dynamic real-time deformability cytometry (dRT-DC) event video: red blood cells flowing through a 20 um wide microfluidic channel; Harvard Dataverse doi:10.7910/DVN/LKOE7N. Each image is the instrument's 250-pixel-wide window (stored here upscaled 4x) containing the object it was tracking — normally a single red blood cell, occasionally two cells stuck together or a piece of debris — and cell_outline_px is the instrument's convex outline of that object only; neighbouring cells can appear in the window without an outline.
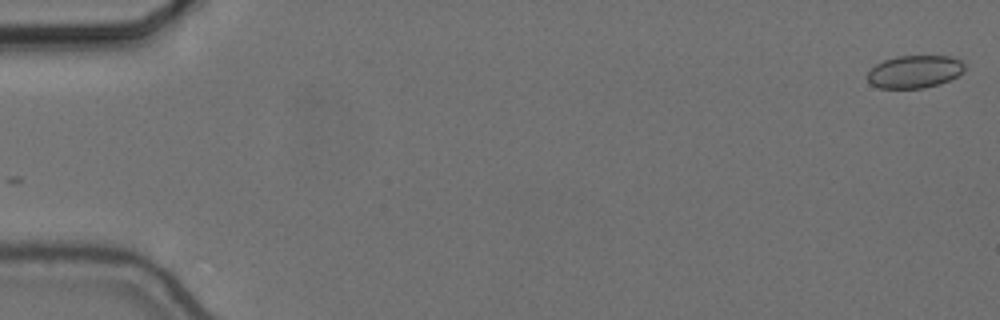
{"species": "common noctule bat (a hibernating species)", "species_latin": "Nyctalus noctula", "temperature_condition": "cold", "stored_images_in_passage": 28, "camera_frame_rate_fps": 3000, "um_per_image_px": 0.085, "animal": {"sex": "female", "body_mass_g": 24.6, "forearm_length_mm": 56.2}, "frame": {"image": 1, "passage_image": 1, "time_ms": 0.0, "image_size_px": [1000, 320], "cell_outline_px": [[964, 72], [948, 80], [924, 88], [880, 88], [872, 84], [868, 80], [868, 72], [876, 64], [884, 60], [896, 56], [952, 56], [960, 60], [964, 64]], "centroid_in_image_um": [77.74, 6.08], "position_along_channel_um": 7.3, "area_um2": 18.32}}
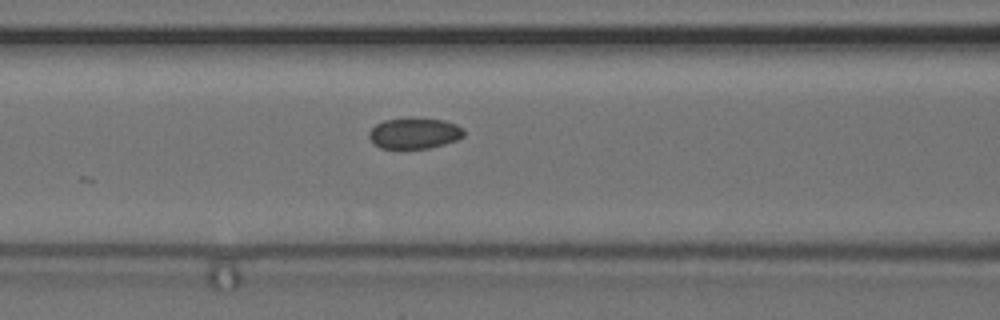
{"frame": {"image": 2, "passage_image": 24, "time_ms": 7.667, "image_size_px": [1000, 320], "cell_outline_px": [[464, 136], [456, 140], [444, 144], [428, 148], [380, 148], [368, 136], [368, 132], [376, 124], [384, 120], [408, 116], [444, 120], [456, 124], [464, 128]], "centroid_in_image_um": [35.23, 11.29], "position_along_channel_um": 131.4, "area_um2": 17.34}}
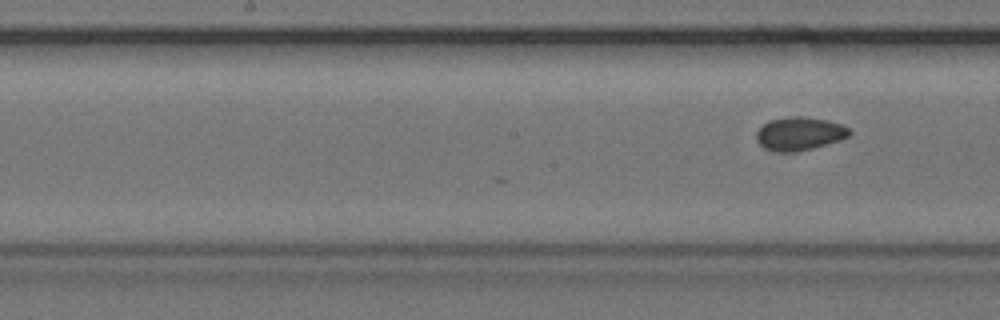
{"frame": {"image": 3, "passage_image": 28, "time_ms": 9.0, "image_size_px": [1000, 320], "cell_outline_px": [[852, 132], [848, 136], [840, 140], [812, 148], [792, 152], [776, 152], [764, 148], [756, 140], [756, 132], [768, 120], [788, 116], [804, 116], [828, 120], [844, 124]], "centroid_in_image_um": [67.95, 11.34], "position_along_channel_um": 180.2, "area_um2": 18.21}}